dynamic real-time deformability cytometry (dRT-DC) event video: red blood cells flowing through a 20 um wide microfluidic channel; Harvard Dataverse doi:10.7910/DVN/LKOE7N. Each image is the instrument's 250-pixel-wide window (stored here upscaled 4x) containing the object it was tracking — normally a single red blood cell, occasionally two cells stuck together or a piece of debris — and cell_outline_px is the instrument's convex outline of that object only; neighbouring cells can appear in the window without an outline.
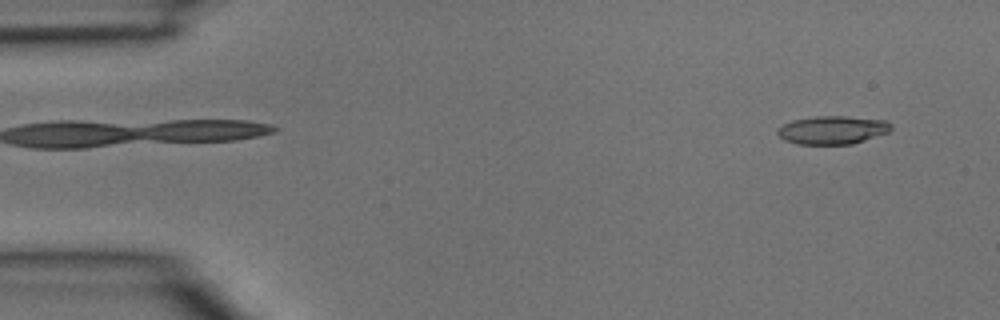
{"species": "common noctule bat (a hibernating species)", "species_latin": "Nyctalus noctula", "temperature_condition": "room temperature", "stored_images_in_passage": 3, "segment_of_instrument_passage": [2, 2], "camera_frame_rate_fps": 3000, "um_per_image_px": 0.085, "animal": {"sex": "male", "body_mass_g": 15.6}, "frame": {"image": 1, "passage_image": 3, "time_ms": 0.667, "image_size_px": [1000, 320], "cell_outline_px": [[892, 128], [888, 132], [852, 144], [796, 144], [784, 140], [776, 132], [784, 124], [792, 120], [816, 116], [848, 116], [884, 120], [892, 124]], "centroid_in_image_um": [70.76, 11.04], "position_along_channel_um": 14.2, "area_um2": 18.61}}